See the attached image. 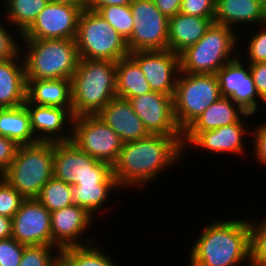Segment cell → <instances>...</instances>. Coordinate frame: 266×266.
<instances>
[{"mask_svg":"<svg viewBox=\"0 0 266 266\" xmlns=\"http://www.w3.org/2000/svg\"><path fill=\"white\" fill-rule=\"evenodd\" d=\"M97 116L120 137L123 143L150 135L127 99L113 98L97 113Z\"/></svg>","mask_w":266,"mask_h":266,"instance_id":"d6986e66","label":"cell"},{"mask_svg":"<svg viewBox=\"0 0 266 266\" xmlns=\"http://www.w3.org/2000/svg\"><path fill=\"white\" fill-rule=\"evenodd\" d=\"M76 184H117L112 173V166L106 162L99 161L93 172H83L77 178Z\"/></svg>","mask_w":266,"mask_h":266,"instance_id":"74e56055","label":"cell"},{"mask_svg":"<svg viewBox=\"0 0 266 266\" xmlns=\"http://www.w3.org/2000/svg\"><path fill=\"white\" fill-rule=\"evenodd\" d=\"M129 56L144 73L150 90L174 97L177 78L180 73L179 54L171 50L135 51Z\"/></svg>","mask_w":266,"mask_h":266,"instance_id":"9a60e30c","label":"cell"},{"mask_svg":"<svg viewBox=\"0 0 266 266\" xmlns=\"http://www.w3.org/2000/svg\"><path fill=\"white\" fill-rule=\"evenodd\" d=\"M25 200L26 198L0 176V215L13 218Z\"/></svg>","mask_w":266,"mask_h":266,"instance_id":"8d00e7d4","label":"cell"},{"mask_svg":"<svg viewBox=\"0 0 266 266\" xmlns=\"http://www.w3.org/2000/svg\"><path fill=\"white\" fill-rule=\"evenodd\" d=\"M26 101L25 65L22 54L0 61V108H14Z\"/></svg>","mask_w":266,"mask_h":266,"instance_id":"7402d4cb","label":"cell"},{"mask_svg":"<svg viewBox=\"0 0 266 266\" xmlns=\"http://www.w3.org/2000/svg\"><path fill=\"white\" fill-rule=\"evenodd\" d=\"M149 83L139 65L130 57L116 62V95L129 99L150 92Z\"/></svg>","mask_w":266,"mask_h":266,"instance_id":"484cf974","label":"cell"},{"mask_svg":"<svg viewBox=\"0 0 266 266\" xmlns=\"http://www.w3.org/2000/svg\"><path fill=\"white\" fill-rule=\"evenodd\" d=\"M253 125H250V127H255L251 128L254 130H251V138L253 139V152L254 154V159L256 158L257 163L266 167V121L260 122V124L256 123Z\"/></svg>","mask_w":266,"mask_h":266,"instance_id":"60d3db41","label":"cell"},{"mask_svg":"<svg viewBox=\"0 0 266 266\" xmlns=\"http://www.w3.org/2000/svg\"><path fill=\"white\" fill-rule=\"evenodd\" d=\"M258 2L261 4V6L265 9L266 11V0H258Z\"/></svg>","mask_w":266,"mask_h":266,"instance_id":"681fc988","label":"cell"},{"mask_svg":"<svg viewBox=\"0 0 266 266\" xmlns=\"http://www.w3.org/2000/svg\"><path fill=\"white\" fill-rule=\"evenodd\" d=\"M244 58L242 54H239L237 58L219 69L216 72V77L220 86L221 97H229L245 112L256 116L260 112V107L261 110L264 109L262 105L266 102L257 93L249 63H244Z\"/></svg>","mask_w":266,"mask_h":266,"instance_id":"7c38bea8","label":"cell"},{"mask_svg":"<svg viewBox=\"0 0 266 266\" xmlns=\"http://www.w3.org/2000/svg\"><path fill=\"white\" fill-rule=\"evenodd\" d=\"M75 40L82 59L117 62L130 54L126 40L96 11L81 12Z\"/></svg>","mask_w":266,"mask_h":266,"instance_id":"52a82bcc","label":"cell"},{"mask_svg":"<svg viewBox=\"0 0 266 266\" xmlns=\"http://www.w3.org/2000/svg\"><path fill=\"white\" fill-rule=\"evenodd\" d=\"M128 101L150 134L173 136L182 144L183 132L175 121L173 97L150 91Z\"/></svg>","mask_w":266,"mask_h":266,"instance_id":"4fadbf2b","label":"cell"},{"mask_svg":"<svg viewBox=\"0 0 266 266\" xmlns=\"http://www.w3.org/2000/svg\"><path fill=\"white\" fill-rule=\"evenodd\" d=\"M254 115L247 113L239 122L222 126L217 129L208 130L204 132H183L182 147L183 154L186 155V149H200L208 154H237L236 156H243L246 153L245 136H251V130L247 122ZM248 120V121H247Z\"/></svg>","mask_w":266,"mask_h":266,"instance_id":"8fae6325","label":"cell"},{"mask_svg":"<svg viewBox=\"0 0 266 266\" xmlns=\"http://www.w3.org/2000/svg\"><path fill=\"white\" fill-rule=\"evenodd\" d=\"M0 18V61H3L18 57L21 54L22 34L18 30H14L10 23L7 24L5 19L2 20V15Z\"/></svg>","mask_w":266,"mask_h":266,"instance_id":"d590c367","label":"cell"},{"mask_svg":"<svg viewBox=\"0 0 266 266\" xmlns=\"http://www.w3.org/2000/svg\"><path fill=\"white\" fill-rule=\"evenodd\" d=\"M126 41L131 37L134 27L130 5H110L97 11Z\"/></svg>","mask_w":266,"mask_h":266,"instance_id":"1f68e13d","label":"cell"},{"mask_svg":"<svg viewBox=\"0 0 266 266\" xmlns=\"http://www.w3.org/2000/svg\"><path fill=\"white\" fill-rule=\"evenodd\" d=\"M0 136L12 139L18 145L38 141L32 132L30 115L25 105L0 108Z\"/></svg>","mask_w":266,"mask_h":266,"instance_id":"4316f807","label":"cell"},{"mask_svg":"<svg viewBox=\"0 0 266 266\" xmlns=\"http://www.w3.org/2000/svg\"><path fill=\"white\" fill-rule=\"evenodd\" d=\"M26 246L13 237L0 240V266H19Z\"/></svg>","mask_w":266,"mask_h":266,"instance_id":"f35d334b","label":"cell"},{"mask_svg":"<svg viewBox=\"0 0 266 266\" xmlns=\"http://www.w3.org/2000/svg\"><path fill=\"white\" fill-rule=\"evenodd\" d=\"M216 0H182L180 13L189 16L214 18Z\"/></svg>","mask_w":266,"mask_h":266,"instance_id":"ab89813d","label":"cell"},{"mask_svg":"<svg viewBox=\"0 0 266 266\" xmlns=\"http://www.w3.org/2000/svg\"><path fill=\"white\" fill-rule=\"evenodd\" d=\"M31 129L38 141H70L74 116L72 109L24 103ZM68 131V132H67Z\"/></svg>","mask_w":266,"mask_h":266,"instance_id":"ac0fdd59","label":"cell"},{"mask_svg":"<svg viewBox=\"0 0 266 266\" xmlns=\"http://www.w3.org/2000/svg\"><path fill=\"white\" fill-rule=\"evenodd\" d=\"M12 237L19 243L52 245L51 214L37 199H26L12 218Z\"/></svg>","mask_w":266,"mask_h":266,"instance_id":"e0dca14e","label":"cell"},{"mask_svg":"<svg viewBox=\"0 0 266 266\" xmlns=\"http://www.w3.org/2000/svg\"><path fill=\"white\" fill-rule=\"evenodd\" d=\"M18 147L14 140L0 136V175L14 160Z\"/></svg>","mask_w":266,"mask_h":266,"instance_id":"b9f144b4","label":"cell"},{"mask_svg":"<svg viewBox=\"0 0 266 266\" xmlns=\"http://www.w3.org/2000/svg\"><path fill=\"white\" fill-rule=\"evenodd\" d=\"M220 219L204 224L190 245L189 266H251L249 218Z\"/></svg>","mask_w":266,"mask_h":266,"instance_id":"7a4b0ae2","label":"cell"},{"mask_svg":"<svg viewBox=\"0 0 266 266\" xmlns=\"http://www.w3.org/2000/svg\"><path fill=\"white\" fill-rule=\"evenodd\" d=\"M48 1L51 3L70 4L73 6L80 7L83 10L86 9V0H48Z\"/></svg>","mask_w":266,"mask_h":266,"instance_id":"7dc6e473","label":"cell"},{"mask_svg":"<svg viewBox=\"0 0 266 266\" xmlns=\"http://www.w3.org/2000/svg\"><path fill=\"white\" fill-rule=\"evenodd\" d=\"M214 22V18H204L178 13L169 18L168 49L180 54L187 47L197 43Z\"/></svg>","mask_w":266,"mask_h":266,"instance_id":"603a6c76","label":"cell"},{"mask_svg":"<svg viewBox=\"0 0 266 266\" xmlns=\"http://www.w3.org/2000/svg\"><path fill=\"white\" fill-rule=\"evenodd\" d=\"M133 32L126 41L129 52L168 49L169 18L152 0H133L130 3Z\"/></svg>","mask_w":266,"mask_h":266,"instance_id":"30bf717a","label":"cell"},{"mask_svg":"<svg viewBox=\"0 0 266 266\" xmlns=\"http://www.w3.org/2000/svg\"><path fill=\"white\" fill-rule=\"evenodd\" d=\"M252 28L251 33H249L247 39H245L247 42V47L240 51L238 53L240 54H246L243 56H247V59L245 60V63H260V62H266V23L259 25L256 27H250ZM256 28V30H255ZM259 28V29H258ZM254 29V30H253ZM256 31V32H255ZM251 34V35H250ZM242 51H244L242 53ZM246 51V52H245ZM248 60V62H247Z\"/></svg>","mask_w":266,"mask_h":266,"instance_id":"e575fe53","label":"cell"},{"mask_svg":"<svg viewBox=\"0 0 266 266\" xmlns=\"http://www.w3.org/2000/svg\"><path fill=\"white\" fill-rule=\"evenodd\" d=\"M249 219L251 266H266V216Z\"/></svg>","mask_w":266,"mask_h":266,"instance_id":"d6a6232c","label":"cell"},{"mask_svg":"<svg viewBox=\"0 0 266 266\" xmlns=\"http://www.w3.org/2000/svg\"><path fill=\"white\" fill-rule=\"evenodd\" d=\"M238 34L228 26L213 22L197 43L179 54L180 72L216 74L225 64L239 56L237 51L240 48L237 46L243 40L240 39L242 34Z\"/></svg>","mask_w":266,"mask_h":266,"instance_id":"5b68a950","label":"cell"},{"mask_svg":"<svg viewBox=\"0 0 266 266\" xmlns=\"http://www.w3.org/2000/svg\"><path fill=\"white\" fill-rule=\"evenodd\" d=\"M72 114L97 115L116 95V62L82 59L71 79Z\"/></svg>","mask_w":266,"mask_h":266,"instance_id":"3957f363","label":"cell"},{"mask_svg":"<svg viewBox=\"0 0 266 266\" xmlns=\"http://www.w3.org/2000/svg\"><path fill=\"white\" fill-rule=\"evenodd\" d=\"M249 68L257 93L266 102V62L249 63Z\"/></svg>","mask_w":266,"mask_h":266,"instance_id":"7bdbcfd3","label":"cell"},{"mask_svg":"<svg viewBox=\"0 0 266 266\" xmlns=\"http://www.w3.org/2000/svg\"><path fill=\"white\" fill-rule=\"evenodd\" d=\"M26 80H71L80 60L76 40L22 39Z\"/></svg>","mask_w":266,"mask_h":266,"instance_id":"277c9868","label":"cell"},{"mask_svg":"<svg viewBox=\"0 0 266 266\" xmlns=\"http://www.w3.org/2000/svg\"><path fill=\"white\" fill-rule=\"evenodd\" d=\"M247 112L229 97H221L209 106L183 132H204L239 122Z\"/></svg>","mask_w":266,"mask_h":266,"instance_id":"d4e9b609","label":"cell"},{"mask_svg":"<svg viewBox=\"0 0 266 266\" xmlns=\"http://www.w3.org/2000/svg\"><path fill=\"white\" fill-rule=\"evenodd\" d=\"M72 195L71 185L52 177L42 187L36 199L50 212H53L74 204Z\"/></svg>","mask_w":266,"mask_h":266,"instance_id":"4dcf8cb0","label":"cell"},{"mask_svg":"<svg viewBox=\"0 0 266 266\" xmlns=\"http://www.w3.org/2000/svg\"><path fill=\"white\" fill-rule=\"evenodd\" d=\"M54 142L19 145L10 166L0 175L26 199H36L53 177Z\"/></svg>","mask_w":266,"mask_h":266,"instance_id":"8992f818","label":"cell"},{"mask_svg":"<svg viewBox=\"0 0 266 266\" xmlns=\"http://www.w3.org/2000/svg\"><path fill=\"white\" fill-rule=\"evenodd\" d=\"M99 161L71 141L54 142L53 177L73 186L83 172H93Z\"/></svg>","mask_w":266,"mask_h":266,"instance_id":"ffe728a7","label":"cell"},{"mask_svg":"<svg viewBox=\"0 0 266 266\" xmlns=\"http://www.w3.org/2000/svg\"><path fill=\"white\" fill-rule=\"evenodd\" d=\"M72 189L74 204L84 208L94 218L105 213L103 209L108 200H111L109 197L116 195L115 192L119 190L122 191L117 184H76Z\"/></svg>","mask_w":266,"mask_h":266,"instance_id":"83f0119b","label":"cell"},{"mask_svg":"<svg viewBox=\"0 0 266 266\" xmlns=\"http://www.w3.org/2000/svg\"><path fill=\"white\" fill-rule=\"evenodd\" d=\"M221 98L216 74L180 72L173 97L174 117L183 132L209 106Z\"/></svg>","mask_w":266,"mask_h":266,"instance_id":"ba28073f","label":"cell"},{"mask_svg":"<svg viewBox=\"0 0 266 266\" xmlns=\"http://www.w3.org/2000/svg\"><path fill=\"white\" fill-rule=\"evenodd\" d=\"M95 243L64 248L60 250V259L66 266H118L111 260L113 257Z\"/></svg>","mask_w":266,"mask_h":266,"instance_id":"f546056e","label":"cell"},{"mask_svg":"<svg viewBox=\"0 0 266 266\" xmlns=\"http://www.w3.org/2000/svg\"><path fill=\"white\" fill-rule=\"evenodd\" d=\"M133 0H86V9L98 11L101 7L110 5H130Z\"/></svg>","mask_w":266,"mask_h":266,"instance_id":"f6af8a7d","label":"cell"},{"mask_svg":"<svg viewBox=\"0 0 266 266\" xmlns=\"http://www.w3.org/2000/svg\"><path fill=\"white\" fill-rule=\"evenodd\" d=\"M214 22L241 33L238 30L244 31L243 26L265 24L266 11L258 0H216Z\"/></svg>","mask_w":266,"mask_h":266,"instance_id":"44dd1931","label":"cell"},{"mask_svg":"<svg viewBox=\"0 0 266 266\" xmlns=\"http://www.w3.org/2000/svg\"><path fill=\"white\" fill-rule=\"evenodd\" d=\"M59 259L60 250L57 247L30 245L24 248L19 266H53Z\"/></svg>","mask_w":266,"mask_h":266,"instance_id":"836d02e7","label":"cell"},{"mask_svg":"<svg viewBox=\"0 0 266 266\" xmlns=\"http://www.w3.org/2000/svg\"><path fill=\"white\" fill-rule=\"evenodd\" d=\"M12 218L0 215V240L12 237Z\"/></svg>","mask_w":266,"mask_h":266,"instance_id":"bcb514c9","label":"cell"},{"mask_svg":"<svg viewBox=\"0 0 266 266\" xmlns=\"http://www.w3.org/2000/svg\"><path fill=\"white\" fill-rule=\"evenodd\" d=\"M26 100L36 105L72 109L71 80H26Z\"/></svg>","mask_w":266,"mask_h":266,"instance_id":"cb8c5ba5","label":"cell"},{"mask_svg":"<svg viewBox=\"0 0 266 266\" xmlns=\"http://www.w3.org/2000/svg\"><path fill=\"white\" fill-rule=\"evenodd\" d=\"M52 246L62 250L67 247L93 243L95 238L84 236L91 229L94 217L76 204L50 212ZM84 237V239L82 238Z\"/></svg>","mask_w":266,"mask_h":266,"instance_id":"2e32d148","label":"cell"},{"mask_svg":"<svg viewBox=\"0 0 266 266\" xmlns=\"http://www.w3.org/2000/svg\"><path fill=\"white\" fill-rule=\"evenodd\" d=\"M3 2V3H2ZM48 0H0V15H4L12 27L23 34L47 6ZM4 13V14H3Z\"/></svg>","mask_w":266,"mask_h":266,"instance_id":"f1b7e54d","label":"cell"},{"mask_svg":"<svg viewBox=\"0 0 266 266\" xmlns=\"http://www.w3.org/2000/svg\"><path fill=\"white\" fill-rule=\"evenodd\" d=\"M82 8L63 3L48 2L22 39L75 40Z\"/></svg>","mask_w":266,"mask_h":266,"instance_id":"5bb4252c","label":"cell"},{"mask_svg":"<svg viewBox=\"0 0 266 266\" xmlns=\"http://www.w3.org/2000/svg\"><path fill=\"white\" fill-rule=\"evenodd\" d=\"M53 266H66V265L61 259H59Z\"/></svg>","mask_w":266,"mask_h":266,"instance_id":"c3c4849f","label":"cell"},{"mask_svg":"<svg viewBox=\"0 0 266 266\" xmlns=\"http://www.w3.org/2000/svg\"><path fill=\"white\" fill-rule=\"evenodd\" d=\"M70 141L81 151L111 166L123 145L120 137L97 115L74 117Z\"/></svg>","mask_w":266,"mask_h":266,"instance_id":"9c48e42d","label":"cell"},{"mask_svg":"<svg viewBox=\"0 0 266 266\" xmlns=\"http://www.w3.org/2000/svg\"><path fill=\"white\" fill-rule=\"evenodd\" d=\"M156 7L168 18L180 13L182 0H152Z\"/></svg>","mask_w":266,"mask_h":266,"instance_id":"ee69618b","label":"cell"},{"mask_svg":"<svg viewBox=\"0 0 266 266\" xmlns=\"http://www.w3.org/2000/svg\"><path fill=\"white\" fill-rule=\"evenodd\" d=\"M183 157L182 144L173 136L150 134L149 136L123 143L112 173L122 189L147 187L161 172L175 168Z\"/></svg>","mask_w":266,"mask_h":266,"instance_id":"6da1fadb","label":"cell"}]
</instances>
